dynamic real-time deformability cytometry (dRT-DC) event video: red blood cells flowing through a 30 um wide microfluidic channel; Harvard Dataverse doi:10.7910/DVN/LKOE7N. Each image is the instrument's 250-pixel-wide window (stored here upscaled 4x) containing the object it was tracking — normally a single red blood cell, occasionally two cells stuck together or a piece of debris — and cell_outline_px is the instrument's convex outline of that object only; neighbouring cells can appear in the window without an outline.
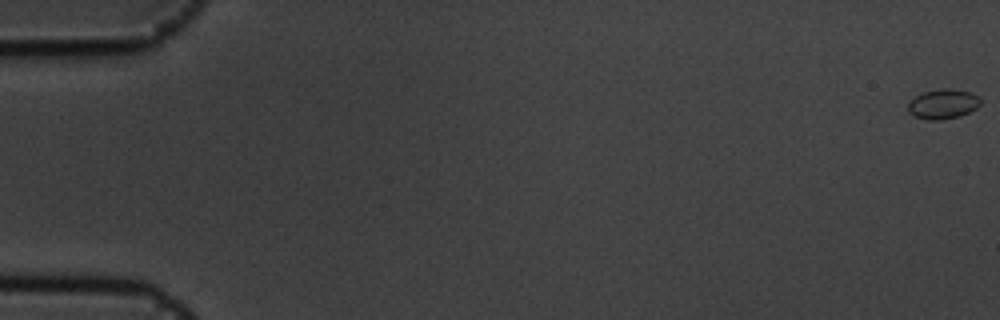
{"species": "common noctule bat (a hibernating species)", "species_latin": "Nyctalus noctula", "temperature_condition": "cold", "stored_images_in_passage": 58, "camera_frame_rate_fps": 3000, "um_per_image_px": 0.085, "animal": {"sex": "male", "body_mass_g": 19.5, "forearm_length_mm": 54.6}, "frame": {"image": 1, "passage_image": 1, "time_ms": 0.0, "image_size_px": [1000, 320], "cell_outline_px": [[980, 104], [976, 108], [960, 116], [940, 120], [928, 120], [916, 116], [908, 112], [908, 104], [916, 96], [924, 92], [944, 88], [948, 88], [972, 92], [980, 96]], "centroid_in_image_um": [80.19, 8.84], "position_along_channel_um": 4.8, "area_um2": 12.48}}
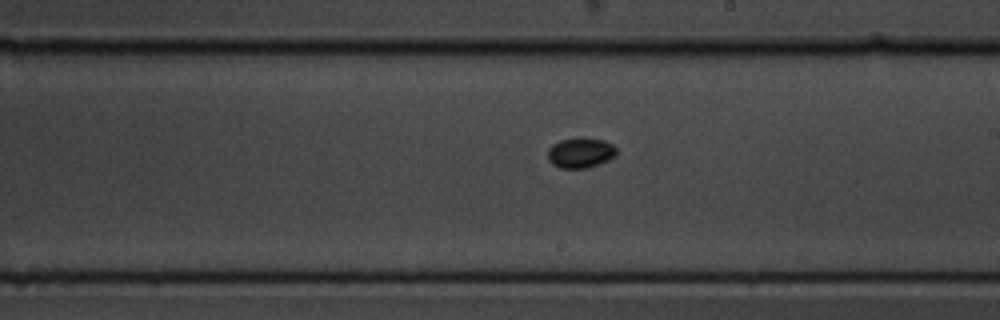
{"frame": {"image": 2, "passage_image": 34, "time_ms": 11.0, "image_size_px": [1000, 320], "cell_outline_px": [[616, 156], [608, 160], [584, 168], [560, 168], [552, 164], [548, 160], [548, 148], [552, 144], [560, 140], [604, 140], [612, 144], [616, 148]], "centroid_in_image_um": [49.31, 13.02], "position_along_channel_um": 239.7, "area_um2": 11.62}}
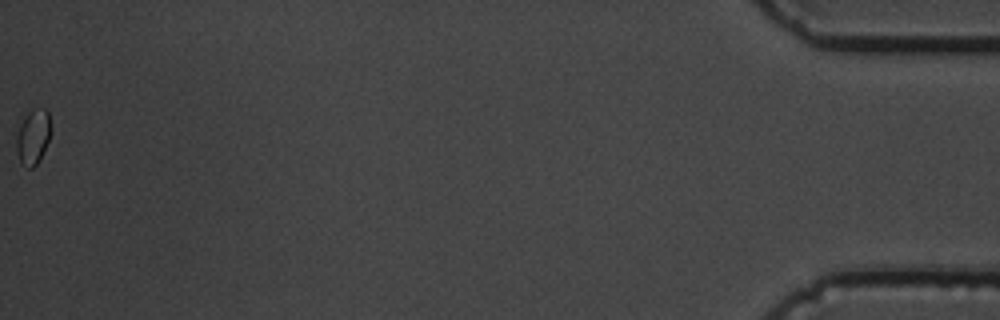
{"frame": {"image": 3, "passage_image": 58, "time_ms": 19.0, "image_size_px": [1000, 320], "cell_outline_px": [[52, 128], [48, 140], [40, 160], [32, 168], [28, 168], [20, 164], [16, 152], [12, 132], [12, 128], [16, 120], [32, 108], [44, 108], [48, 112]], "centroid_in_image_um": [2.69, 11.56], "position_along_channel_um": 432.5, "area_um2": 12.37}, "authors_computed_cell_mechanics": {"area_um2": 11.5022, "velocity_mm_per_s": 3.5956, "shape_relaxation_time_tau1_ms": 0.5646, "shape_relaxation_time_tau2_ms": null, "deformation_change_tau1": 0.0354, "deformation_change_tau2": null}}